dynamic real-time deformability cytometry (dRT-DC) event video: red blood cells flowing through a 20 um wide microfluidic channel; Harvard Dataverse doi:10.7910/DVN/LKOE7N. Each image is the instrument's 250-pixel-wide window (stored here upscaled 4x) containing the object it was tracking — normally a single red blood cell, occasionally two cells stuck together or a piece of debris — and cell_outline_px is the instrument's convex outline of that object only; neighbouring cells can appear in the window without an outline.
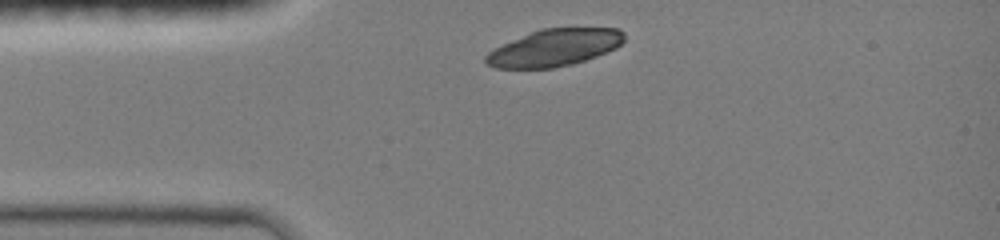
{"species": "common noctule bat (a hibernating species)", "species_latin": "Nyctalus noctula", "temperature_condition": "room temperature", "stored_images_in_passage": 3, "camera_frame_rate_fps": 3000, "um_per_image_px": 0.085, "animal": {"sex": "female", "body_mass_g": 19.0, "forearm_length_mm": 51.5}, "frame": {"image": 1, "passage_image": 1, "time_ms": 0.0, "image_size_px": [1000, 240], "cell_outline_px": [[624, 40], [616, 48], [596, 56], [572, 64], [552, 68], [496, 68], [488, 64], [484, 60], [484, 56], [488, 52], [504, 44], [540, 28], [620, 28], [624, 32]], "centroid_in_image_um": [47.14, 4.05], "position_along_channel_um": 37.9, "area_um2": 29.59}}